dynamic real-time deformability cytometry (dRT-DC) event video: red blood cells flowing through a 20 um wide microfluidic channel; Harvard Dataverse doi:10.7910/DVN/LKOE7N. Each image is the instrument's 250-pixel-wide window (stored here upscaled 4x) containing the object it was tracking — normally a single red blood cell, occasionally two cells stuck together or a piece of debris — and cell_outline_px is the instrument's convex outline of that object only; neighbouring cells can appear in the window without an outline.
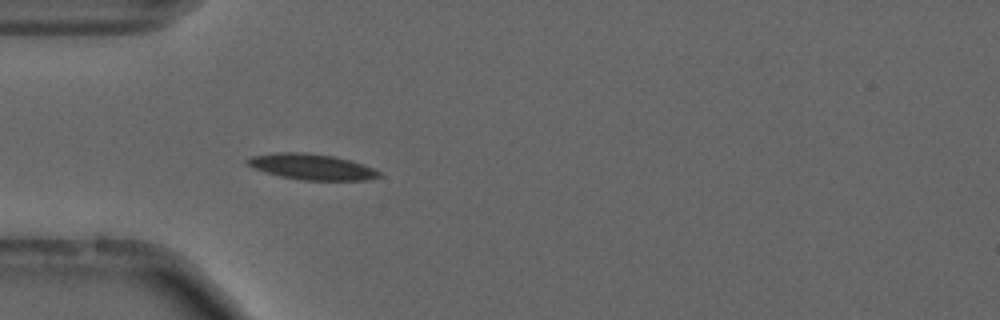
{"species": "common noctule bat (a hibernating species)", "species_latin": "Nyctalus noctula", "temperature_condition": "cold", "stored_images_in_passage": 55, "camera_frame_rate_fps": 3000, "um_per_image_px": 0.085, "animal": {"sex": "male", "forearm_length_mm": 52.5}, "frame": {"image": 1, "passage_image": 16, "time_ms": 5.0, "image_size_px": [1000, 320], "cell_outline_px": [[384, 176], [364, 180], [300, 180], [280, 176], [264, 172], [248, 164], [244, 160], [252, 156], [276, 152], [304, 152], [332, 156], [348, 160], [372, 168], [380, 172]], "centroid_in_image_um": [26.47, 14.18], "position_along_channel_um": 58.5, "area_um2": 19.59}, "authors_computed_cell_mechanics": {"area_um2": 17.918, "velocity_mm_per_s": 3.6893, "shape_relaxation_time_tau1_ms": 7.5785, "shape_relaxation_time_tau2_ms": null, "deformation_change_tau1": 0.146, "deformation_change_tau2": null}}